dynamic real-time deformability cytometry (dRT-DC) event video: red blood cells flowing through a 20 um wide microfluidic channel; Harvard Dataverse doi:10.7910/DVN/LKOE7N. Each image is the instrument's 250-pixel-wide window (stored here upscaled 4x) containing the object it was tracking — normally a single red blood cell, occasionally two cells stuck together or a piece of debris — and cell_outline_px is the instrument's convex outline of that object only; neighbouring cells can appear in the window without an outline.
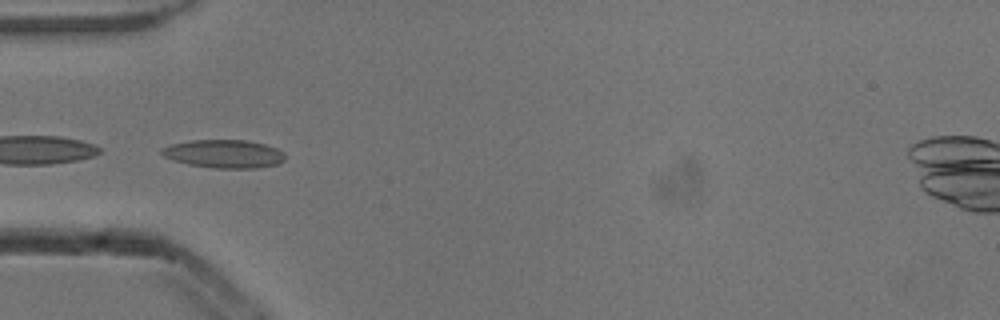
{"species": "common noctule bat (a hibernating species)", "species_latin": "Nyctalus noctula", "temperature_condition": "cold", "stored_images_in_passage": 7, "camera_frame_rate_fps": 3000, "um_per_image_px": 0.085, "animal": {"sex": "male", "body_mass_g": 13.3}, "frame": {"image": 1, "passage_image": 4, "time_ms": 1.0, "image_size_px": [1000, 320], "cell_outline_px": [[284, 160], [276, 164], [256, 168], [212, 168], [188, 164], [172, 160], [164, 156], [160, 152], [160, 148], [172, 144], [192, 140], [248, 140], [264, 144], [276, 148], [284, 152]], "centroid_in_image_um": [19.02, 13.07], "position_along_channel_um": 66.0, "area_um2": 20.29}}
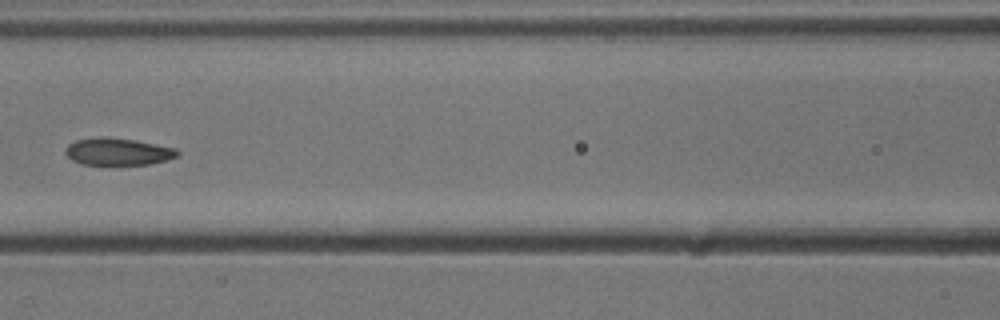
{"frame": {"image": 2, "passage_image": 6, "time_ms": 1.667, "image_size_px": [1000, 320], "cell_outline_px": [[180, 156], [168, 160], [148, 164], [80, 164], [72, 160], [64, 152], [68, 144], [76, 140], [100, 136], [132, 140], [176, 148], [180, 152]], "centroid_in_image_um": [10.03, 12.89], "position_along_channel_um": 156.6, "area_um2": 17.63}}
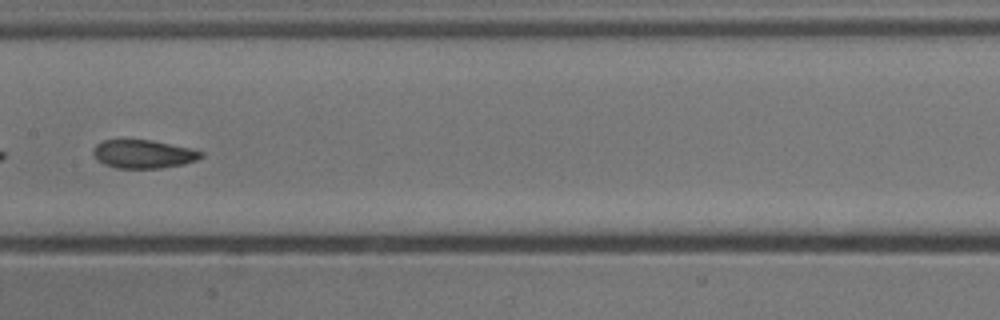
{"frame": {"image": 3, "passage_image": 7, "time_ms": 2.0, "image_size_px": [1000, 320], "cell_outline_px": [[204, 156], [196, 160], [184, 164], [160, 168], [116, 168], [104, 164], [92, 152], [92, 148], [96, 144], [104, 140], [152, 140], [192, 148], [204, 152]], "centroid_in_image_um": [12.22, 13.09], "position_along_channel_um": 195.2, "area_um2": 17.86}}